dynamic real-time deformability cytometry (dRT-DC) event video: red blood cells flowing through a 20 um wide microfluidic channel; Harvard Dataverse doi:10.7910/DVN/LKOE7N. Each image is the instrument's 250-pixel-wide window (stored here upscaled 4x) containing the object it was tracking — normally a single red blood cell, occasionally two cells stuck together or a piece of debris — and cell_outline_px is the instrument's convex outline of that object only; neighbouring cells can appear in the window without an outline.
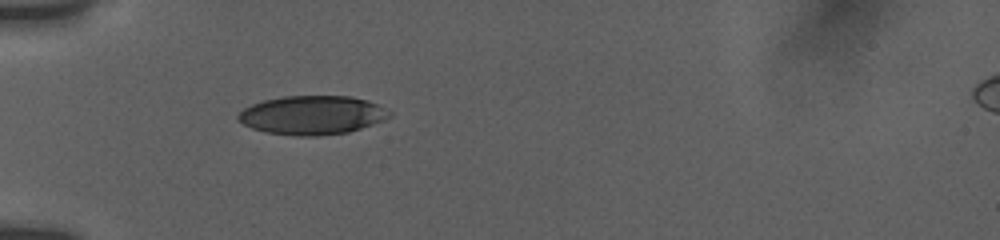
{"species": "human", "species_latin": "Homo sapiens", "temperature_condition": "room temperature", "stored_images_in_passage": 15, "camera_frame_rate_fps": 3000, "um_per_image_px": 0.085, "donor": {"sex": "female"}, "frame": {"image": 1, "passage_image": 1, "time_ms": 0.0, "image_size_px": [1000, 240], "cell_outline_px": [[392, 116], [384, 120], [348, 132], [316, 136], [300, 136], [264, 132], [252, 128], [244, 124], [236, 116], [244, 108], [252, 104], [264, 100], [284, 96], [348, 96], [368, 100], [392, 112]], "centroid_in_image_um": [26.54, 9.78], "position_along_channel_um": 58.5, "area_um2": 34.1}}
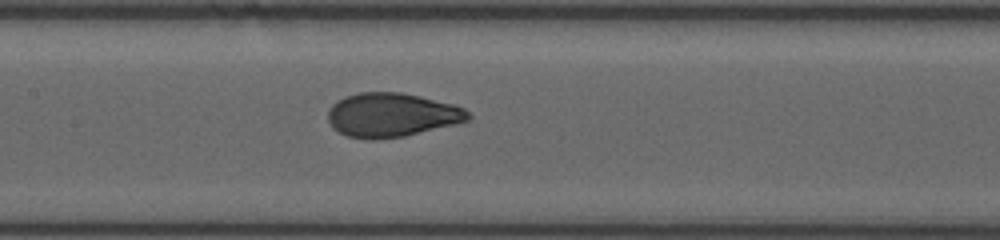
{"frame": {"image": 2, "passage_image": 7, "time_ms": 3.333, "image_size_px": [1000, 240], "cell_outline_px": [[472, 116], [468, 120], [456, 124], [404, 136], [376, 140], [372, 140], [348, 136], [332, 128], [328, 120], [328, 112], [332, 104], [336, 100], [344, 96], [360, 92], [400, 92], [420, 96], [452, 104], [464, 108]], "centroid_in_image_um": [33.27, 9.77], "position_along_channel_um": 174.1, "area_um2": 36.01}}
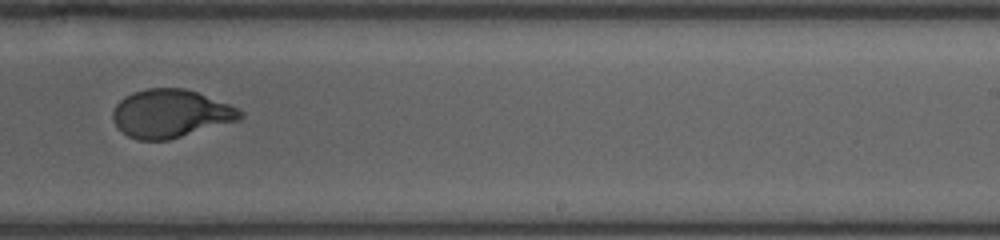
{"frame": {"image": 3, "passage_image": 13, "time_ms": 6.0, "image_size_px": [1000, 240], "cell_outline_px": [[244, 116], [240, 120], [168, 140], [136, 140], [128, 136], [116, 128], [112, 120], [112, 112], [116, 104], [124, 96], [132, 92], [148, 88], [184, 88], [196, 92], [228, 104], [244, 112]], "centroid_in_image_um": [14.46, 9.66], "position_along_channel_um": 274.5, "area_um2": 35.84}}